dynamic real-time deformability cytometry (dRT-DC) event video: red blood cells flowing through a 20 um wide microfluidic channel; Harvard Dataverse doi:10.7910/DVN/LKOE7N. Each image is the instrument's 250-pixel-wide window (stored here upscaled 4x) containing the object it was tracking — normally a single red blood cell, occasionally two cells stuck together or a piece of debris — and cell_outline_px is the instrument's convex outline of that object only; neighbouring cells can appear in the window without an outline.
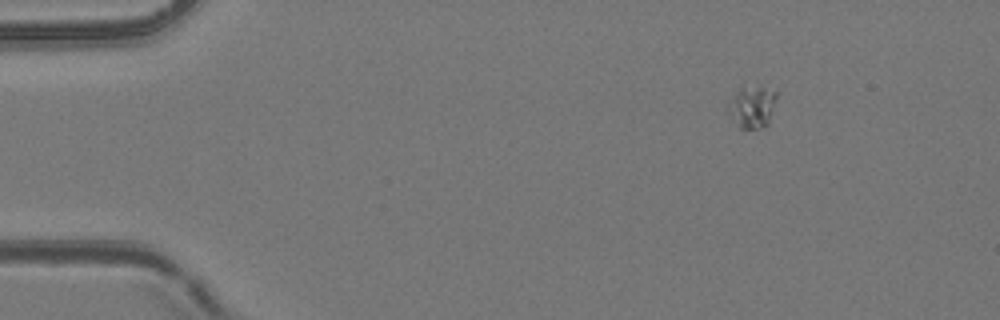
{"species": "common noctule bat (a hibernating species)", "species_latin": "Nyctalus noctula", "temperature_condition": "room temperature", "stored_images_in_passage": 6, "camera_frame_rate_fps": 3000, "um_per_image_px": 0.085, "animal": {"sex": "female", "body_mass_g": 24.6, "forearm_length_mm": 56.2}, "frame": {"image": 1, "passage_image": 1, "time_ms": 0.0, "image_size_px": [1000, 320], "cell_outline_px": [[776, 96], [768, 124], [760, 128], [740, 128], [728, 116], [728, 108], [736, 92], [744, 88], [764, 88], [776, 92]], "centroid_in_image_um": [63.92, 9.14], "position_along_channel_um": 21.1, "area_um2": 11.21}}
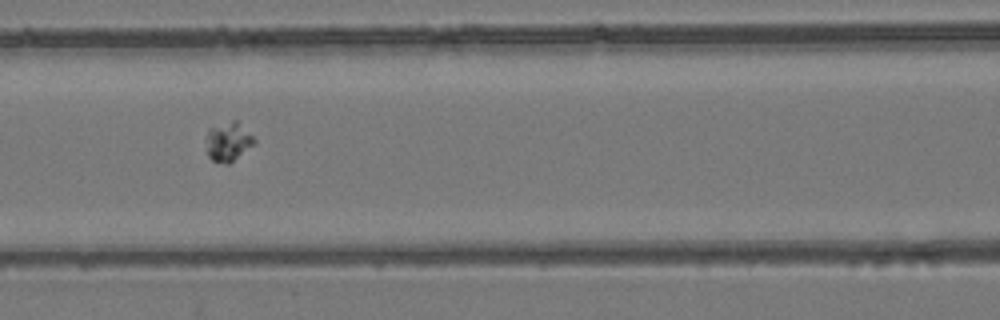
{"frame": {"image": 2, "passage_image": 6, "time_ms": 5.667, "image_size_px": [1000, 320], "cell_outline_px": [[256, 140], [252, 144], [228, 164], [212, 160], [208, 156], [208, 128], [232, 120], [236, 120]], "centroid_in_image_um": [19.38, 12.02], "position_along_channel_um": 147.2, "area_um2": 10.35}}